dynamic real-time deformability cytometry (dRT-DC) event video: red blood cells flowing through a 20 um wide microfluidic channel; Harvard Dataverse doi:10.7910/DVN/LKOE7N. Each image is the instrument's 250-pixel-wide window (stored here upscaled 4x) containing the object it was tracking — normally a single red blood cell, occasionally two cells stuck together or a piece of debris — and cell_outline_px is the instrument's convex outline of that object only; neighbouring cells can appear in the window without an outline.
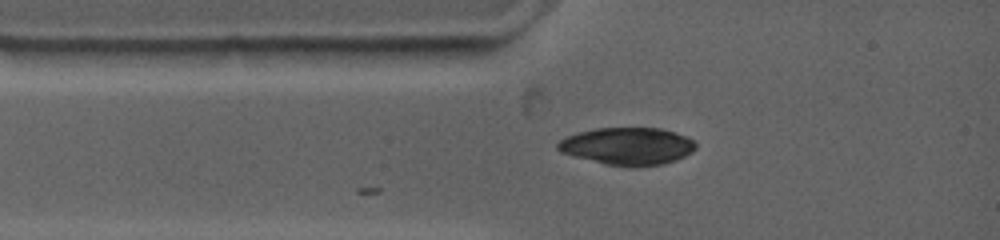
{"species": "common noctule bat (a hibernating species)", "species_latin": "Nyctalus noctula", "temperature_condition": "warm", "stored_images_in_passage": 3, "camera_frame_rate_fps": 4500, "um_per_image_px": 0.085, "animal": {"sex": "female", "body_mass_g": 19.0, "forearm_length_mm": 53.3}, "frame": {"image": 1, "passage_image": 1, "time_ms": 0.0, "image_size_px": [1000, 240], "cell_outline_px": [[696, 148], [692, 152], [684, 156], [660, 164], [608, 164], [560, 152], [556, 148], [556, 144], [560, 140], [576, 132], [596, 128], [660, 128], [676, 132], [688, 136], [696, 140]], "centroid_in_image_um": [53.36, 12.37], "position_along_channel_um": 31.6, "area_um2": 29.3}}